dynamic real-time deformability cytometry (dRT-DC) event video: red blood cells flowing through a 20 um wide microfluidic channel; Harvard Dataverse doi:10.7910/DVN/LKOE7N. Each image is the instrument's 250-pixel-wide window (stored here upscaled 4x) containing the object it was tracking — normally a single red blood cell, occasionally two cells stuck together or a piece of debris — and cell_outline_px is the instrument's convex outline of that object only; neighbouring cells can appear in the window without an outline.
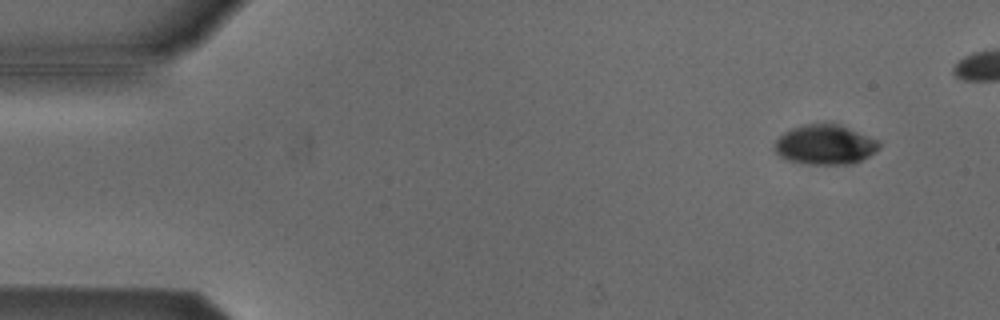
{"species": "Egyptian fruit bat (a non-hibernating species)", "species_latin": "Rousettus aegyptiacus", "temperature_condition": "cold", "stored_images_in_passage": 48, "camera_frame_rate_fps": 3000, "um_per_image_px": 0.085, "animal": {"sex": "male"}, "frame": {"image": 1, "passage_image": 5, "time_ms": 1.333, "image_size_px": [1000, 320], "cell_outline_px": [[880, 148], [868, 156], [852, 164], [808, 164], [784, 160], [772, 148], [776, 140], [784, 132], [792, 128], [804, 124], [840, 124], [880, 140]], "centroid_in_image_um": [70.12, 12.3], "position_along_channel_um": 14.9, "area_um2": 24.39}}
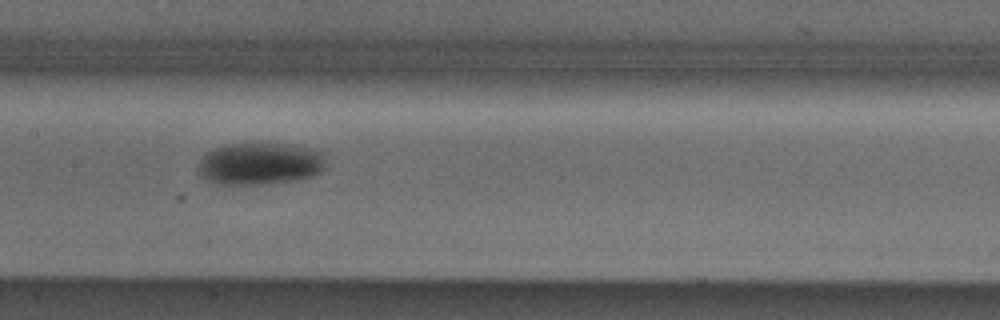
{"frame": {"image": 2, "passage_image": 27, "time_ms": 8.667, "image_size_px": [1000, 320], "cell_outline_px": [[324, 168], [320, 172], [312, 176], [296, 180], [260, 184], [212, 184], [200, 176], [200, 160], [208, 152], [216, 148], [228, 144], [268, 140], [296, 144], [324, 152]], "centroid_in_image_um": [22.13, 13.86], "position_along_channel_um": 185.3, "area_um2": 32.25}}
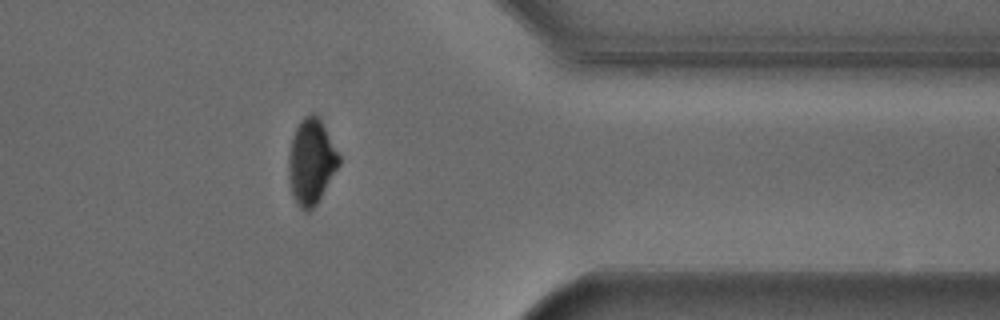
{"frame": {"image": 3, "passage_image": 44, "time_ms": 14.333, "image_size_px": [1000, 320], "cell_outline_px": [[340, 164], [316, 204], [308, 212], [304, 212], [296, 204], [292, 196], [288, 176], [288, 156], [292, 136], [300, 120], [308, 112], [316, 112], [340, 156]], "centroid_in_image_um": [26.43, 13.73], "position_along_channel_um": 385.0, "area_um2": 25.2}}